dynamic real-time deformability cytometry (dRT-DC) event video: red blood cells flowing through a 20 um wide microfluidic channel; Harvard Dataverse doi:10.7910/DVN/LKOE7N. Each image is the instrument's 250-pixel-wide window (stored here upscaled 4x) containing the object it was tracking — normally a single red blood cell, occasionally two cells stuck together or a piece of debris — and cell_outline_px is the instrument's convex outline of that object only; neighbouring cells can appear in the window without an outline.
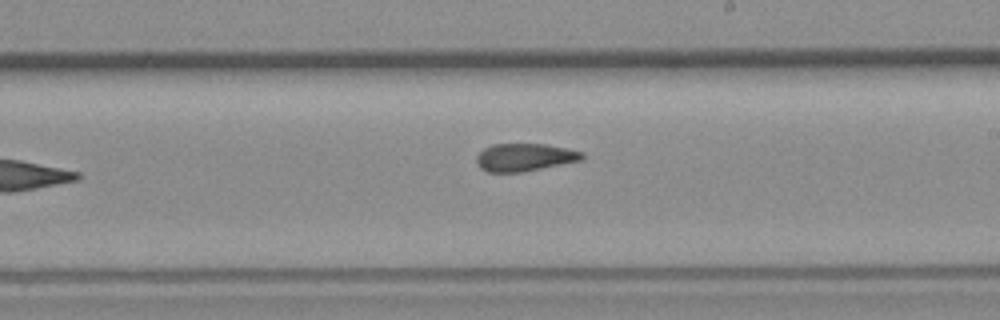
{"species": "common noctule bat (a hibernating species)", "species_latin": "Nyctalus noctula", "temperature_condition": "room temperature", "stored_images_in_passage": 9, "camera_frame_rate_fps": 3000, "um_per_image_px": 0.085, "animal": {"sex": "female", "body_mass_g": 19.3, "forearm_length_mm": 54.1}, "frame": {"image": 1, "passage_image": 8, "time_ms": 8.333, "image_size_px": [1000, 320], "cell_outline_px": [[584, 156], [580, 160], [520, 172], [488, 172], [480, 168], [476, 164], [476, 156], [484, 148], [492, 144], [544, 144], [584, 152]], "centroid_in_image_um": [44.53, 13.36], "position_along_channel_um": 244.5, "area_um2": 16.82}}